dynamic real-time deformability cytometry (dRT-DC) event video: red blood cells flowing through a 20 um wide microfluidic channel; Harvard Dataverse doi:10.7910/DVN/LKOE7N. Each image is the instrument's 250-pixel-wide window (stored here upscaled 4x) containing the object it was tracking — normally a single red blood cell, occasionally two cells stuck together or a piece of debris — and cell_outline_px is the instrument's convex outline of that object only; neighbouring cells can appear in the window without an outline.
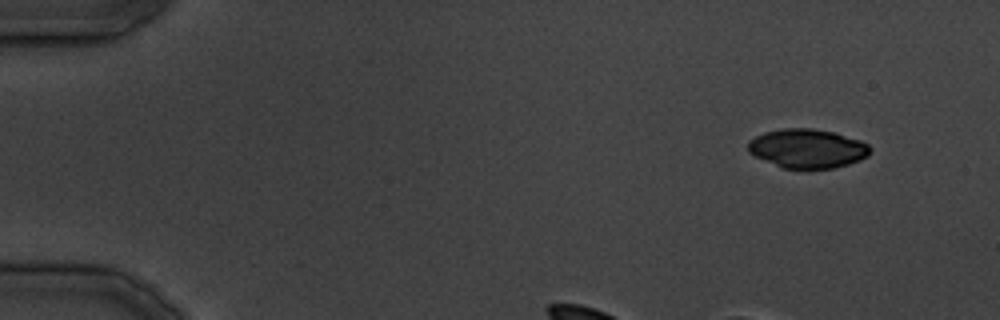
{"species": "common noctule bat (a hibernating species)", "species_latin": "Nyctalus noctula", "temperature_condition": "cold", "stored_images_in_passage": 5, "camera_frame_rate_fps": 3000, "um_per_image_px": 0.085, "animal": {"sex": "male", "body_mass_g": 19.5, "forearm_length_mm": 54.6}, "frame": {"image": 1, "passage_image": 1, "time_ms": 0.0, "image_size_px": [1000, 320], "cell_outline_px": [[872, 152], [868, 156], [860, 160], [848, 164], [832, 168], [808, 172], [804, 172], [784, 168], [756, 156], [748, 152], [748, 140], [764, 132], [784, 128], [812, 128], [836, 132], [860, 140], [868, 144], [872, 148]], "centroid_in_image_um": [68.67, 12.65], "position_along_channel_um": 16.3, "area_um2": 28.55}}